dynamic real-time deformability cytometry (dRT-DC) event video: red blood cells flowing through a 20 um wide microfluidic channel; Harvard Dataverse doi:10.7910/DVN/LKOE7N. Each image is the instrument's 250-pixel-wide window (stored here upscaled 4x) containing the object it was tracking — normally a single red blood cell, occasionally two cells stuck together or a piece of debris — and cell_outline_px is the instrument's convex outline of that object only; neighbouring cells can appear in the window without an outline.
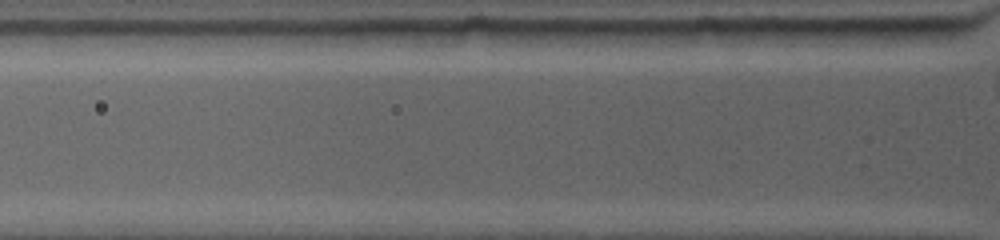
{"species": "common noctule bat (a hibernating species)", "species_latin": "Nyctalus noctula", "temperature_condition": "warm", "stored_images_in_passage": 2, "camera_frame_rate_fps": 4500, "um_per_image_px": 0.085, "animal": {"sex": "female", "body_mass_g": 19.0, "forearm_length_mm": 53.3}, "frame": {"image": 1, "passage_image": 2, "time_ms": 1.556, "image_size_px": [1000, 240], "cell_outline_px": [[844, 28], [836, 32], [792, 44], [688, 44], [680, 32], [696, 28]], "centroid_in_image_um": [64.06, 3.02], "position_along_channel_um": 61.7, "area_um2": 15.66}}